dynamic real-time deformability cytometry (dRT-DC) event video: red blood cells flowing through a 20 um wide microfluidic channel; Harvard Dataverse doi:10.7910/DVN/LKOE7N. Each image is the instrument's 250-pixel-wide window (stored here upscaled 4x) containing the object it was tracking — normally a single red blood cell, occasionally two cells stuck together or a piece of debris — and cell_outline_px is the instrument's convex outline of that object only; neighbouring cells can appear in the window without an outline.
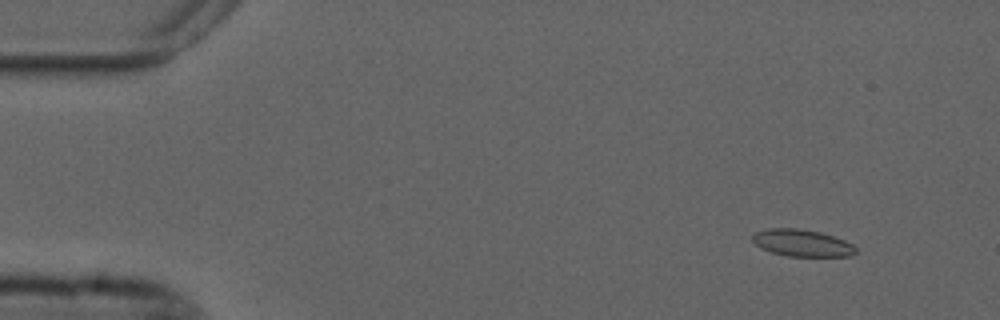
{"species": "common noctule bat (a hibernating species)", "species_latin": "Nyctalus noctula", "temperature_condition": "cold", "stored_images_in_passage": 56, "camera_frame_rate_fps": 3000, "um_per_image_px": 0.085, "animal": {"sex": "male", "forearm_length_mm": 52.5}, "frame": {"image": 1, "passage_image": 6, "time_ms": 1.667, "image_size_px": [1000, 320], "cell_outline_px": [[856, 252], [852, 256], [788, 256], [772, 252], [760, 248], [752, 240], [752, 236], [756, 232], [768, 228], [796, 228], [820, 232], [844, 240], [852, 244], [856, 248]], "centroid_in_image_um": [68.17, 20.65], "position_along_channel_um": 16.8, "area_um2": 16.13}}
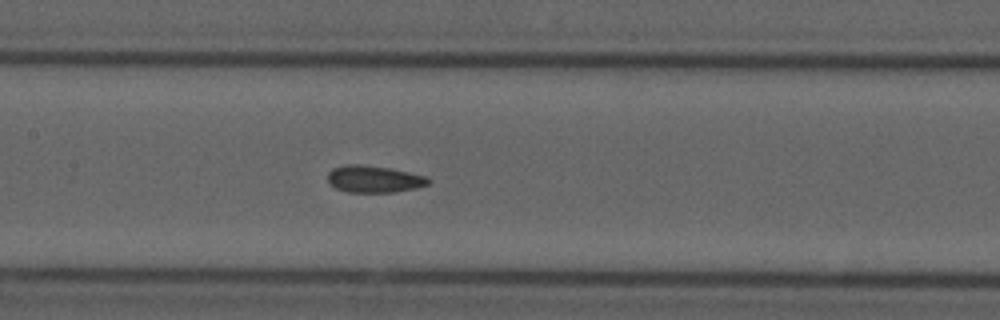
{"frame": {"image": 2, "passage_image": 27, "time_ms": 8.667, "image_size_px": [1000, 320], "cell_outline_px": [[432, 180], [428, 184], [416, 188], [392, 192], [348, 192], [336, 188], [328, 184], [328, 172], [332, 168], [344, 164], [356, 164], [388, 168], [428, 176]], "centroid_in_image_um": [31.78, 15.22], "position_along_channel_um": 175.6, "area_um2": 15.84}}
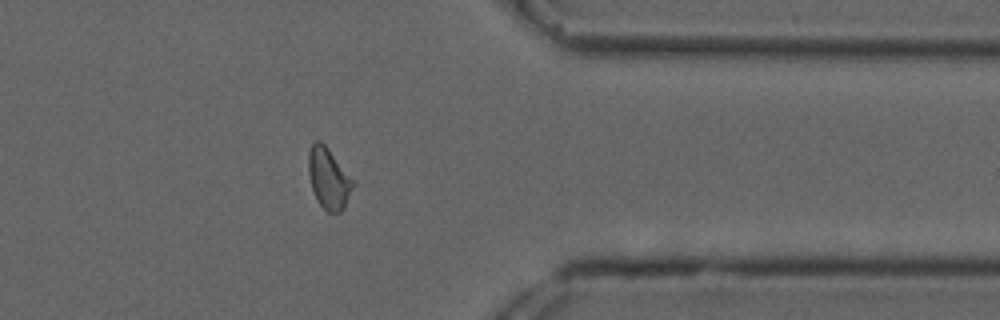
{"frame": {"image": 3, "passage_image": 45, "time_ms": 14.667, "image_size_px": [1000, 320], "cell_outline_px": [[356, 184], [344, 208], [340, 212], [328, 212], [320, 204], [312, 188], [308, 172], [308, 156], [312, 144], [316, 140], [320, 140], [328, 148], [356, 180]], "centroid_in_image_um": [27.99, 15.15], "position_along_channel_um": 383.4, "area_um2": 16.01}, "authors_computed_cell_mechanics": {"area_um2": 16.0395, "velocity_mm_per_s": 3.6906, "shape_relaxation_time_tau1_ms": null, "shape_relaxation_time_tau2_ms": 1.8956, "deformation_change_tau1": null, "deformation_change_tau2": 0.076}}